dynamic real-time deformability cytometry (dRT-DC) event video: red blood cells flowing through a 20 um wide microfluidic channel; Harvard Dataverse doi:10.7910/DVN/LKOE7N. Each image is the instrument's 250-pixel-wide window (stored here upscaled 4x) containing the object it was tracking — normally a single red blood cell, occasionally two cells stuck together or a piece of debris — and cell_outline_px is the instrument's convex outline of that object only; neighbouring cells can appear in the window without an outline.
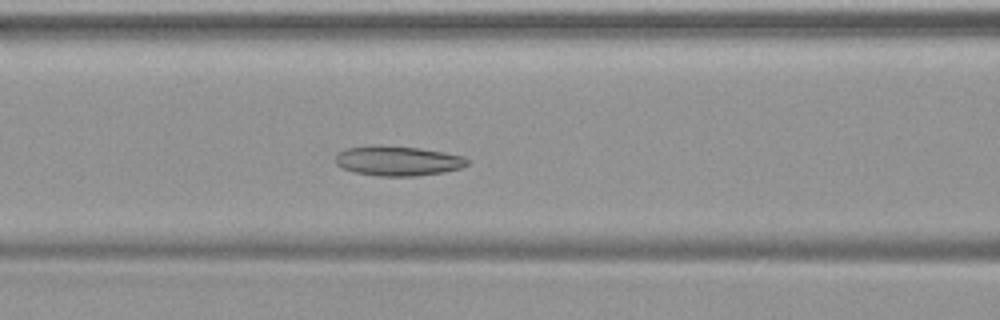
{"species": "common noctule bat (a hibernating species)", "species_latin": "Nyctalus noctula", "temperature_condition": "warm", "stored_images_in_passage": 49, "camera_frame_rate_fps": 3000, "um_per_image_px": 0.085, "animal": {"sex": "female", "body_mass_g": 19.9}, "frame": {"image": 1, "passage_image": 21, "time_ms": 6.667, "image_size_px": [1000, 320], "cell_outline_px": [[468, 164], [460, 168], [444, 172], [416, 176], [380, 176], [352, 172], [336, 164], [336, 152], [344, 148], [368, 144], [380, 144], [420, 148], [444, 152], [464, 156], [468, 160]], "centroid_in_image_um": [33.76, 13.65], "position_along_channel_um": 132.8, "area_um2": 23.35}}
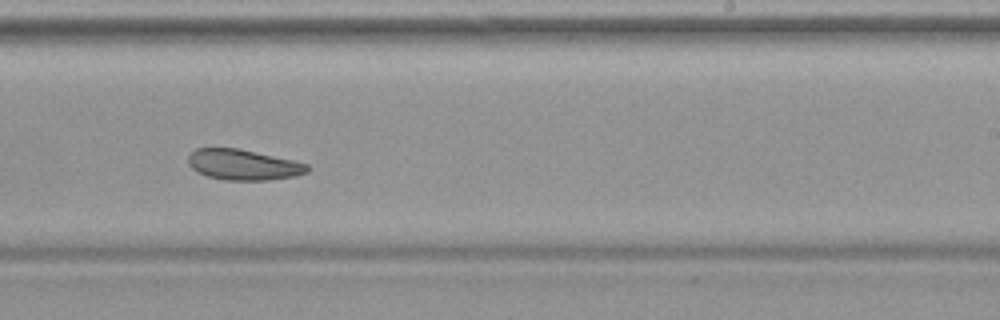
{"frame": {"image": 2, "passage_image": 31, "time_ms": 10.0, "image_size_px": [1000, 320], "cell_outline_px": [[308, 172], [296, 176], [268, 180], [224, 180], [208, 176], [196, 172], [188, 164], [188, 156], [196, 148], [240, 148], [292, 160], [308, 164]], "centroid_in_image_um": [20.66, 14.0], "position_along_channel_um": 268.3, "area_um2": 21.27}}
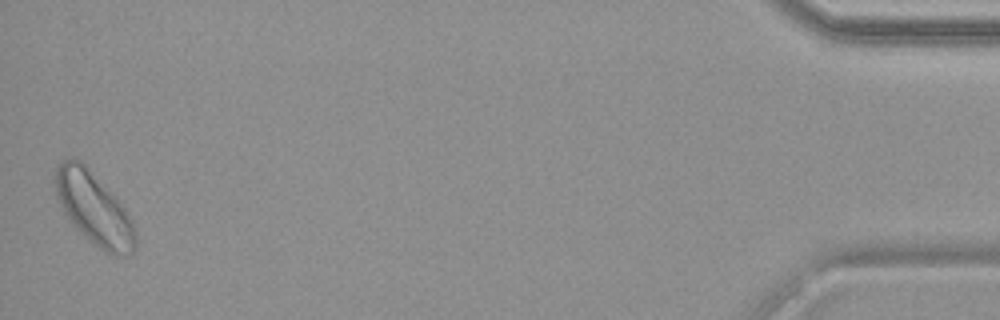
{"frame": {"image": 3, "passage_image": 49, "time_ms": 16.0, "image_size_px": [1000, 320], "cell_outline_px": [[136, 248], [128, 256], [112, 256], [100, 248], [64, 212], [56, 196], [52, 180], [56, 164], [72, 156], [80, 160], [116, 196], [132, 220], [136, 228]], "centroid_in_image_um": [7.99, 17.67], "position_along_channel_um": 427.2, "area_um2": 33.64}}